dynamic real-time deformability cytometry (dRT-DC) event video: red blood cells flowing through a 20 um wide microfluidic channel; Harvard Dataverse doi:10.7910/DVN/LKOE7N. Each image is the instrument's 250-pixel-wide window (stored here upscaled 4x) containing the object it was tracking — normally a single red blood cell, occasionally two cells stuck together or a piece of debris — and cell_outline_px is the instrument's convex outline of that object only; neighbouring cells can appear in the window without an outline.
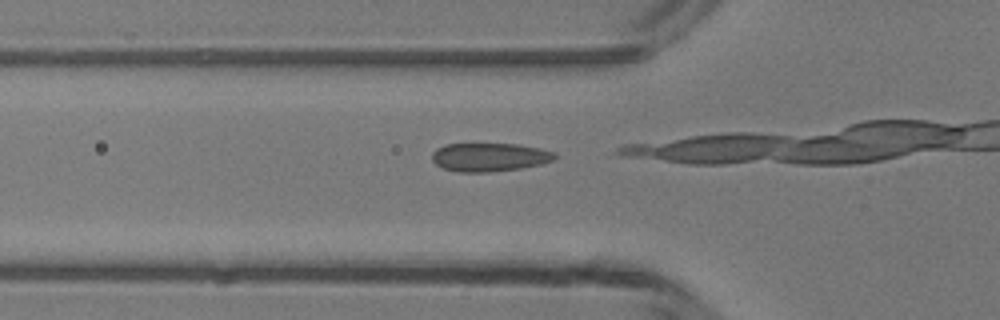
{"species": "common noctule bat (a hibernating species)", "species_latin": "Nyctalus noctula", "temperature_condition": "room temperature", "stored_images_in_passage": 11, "camera_frame_rate_fps": 3000, "um_per_image_px": 0.085, "animal": {"sex": "male", "body_mass_g": 13.3}, "frame": {"image": 1, "passage_image": 8, "time_ms": 2.333, "image_size_px": [1000, 320], "cell_outline_px": [[556, 156], [552, 160], [540, 164], [520, 168], [488, 172], [460, 172], [444, 168], [436, 164], [432, 160], [432, 152], [436, 148], [444, 144], [520, 144], [540, 148], [556, 152]], "centroid_in_image_um": [41.59, 13.34], "position_along_channel_um": 84.2, "area_um2": 20.35}}